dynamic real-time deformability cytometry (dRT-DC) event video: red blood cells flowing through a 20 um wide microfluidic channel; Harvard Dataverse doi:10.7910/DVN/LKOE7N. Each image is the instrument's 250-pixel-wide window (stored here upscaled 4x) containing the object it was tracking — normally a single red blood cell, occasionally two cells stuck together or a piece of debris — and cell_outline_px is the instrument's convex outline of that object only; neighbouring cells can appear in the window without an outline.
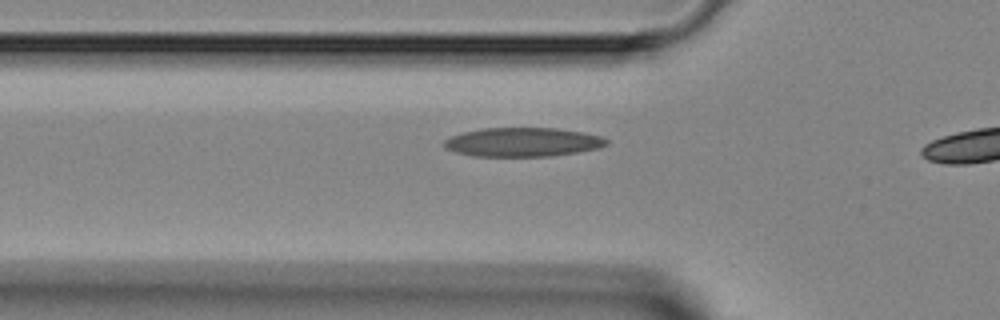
{"species": "Egyptian fruit bat (a non-hibernating species)", "species_latin": "Rousettus aegyptiacus", "temperature_condition": "room temperature", "stored_images_in_passage": 13, "camera_frame_rate_fps": 3000, "um_per_image_px": 0.085, "animal": {"sex": "female"}, "frame": {"image": 1, "passage_image": 8, "time_ms": 2.333, "image_size_px": [1000, 320], "cell_outline_px": [[608, 144], [600, 148], [552, 156], [472, 156], [456, 152], [444, 148], [444, 140], [452, 136], [464, 132], [480, 128], [556, 128], [584, 132], [600, 136], [608, 140]], "centroid_in_image_um": [44.44, 12.08], "position_along_channel_um": 81.4, "area_um2": 27.46}}
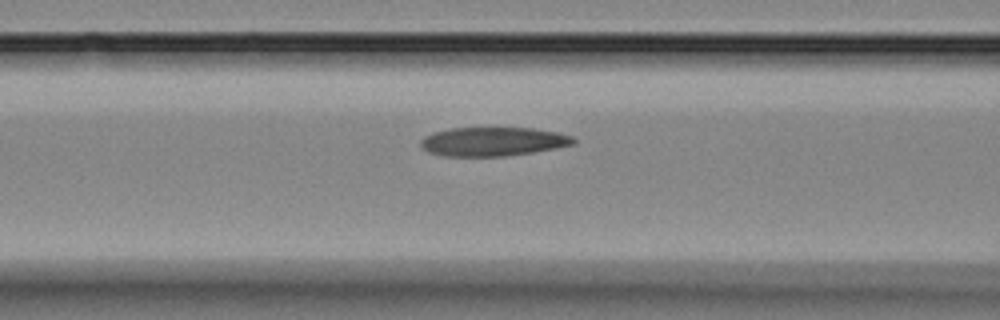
{"frame": {"image": 2, "passage_image": 11, "time_ms": 3.333, "image_size_px": [1000, 320], "cell_outline_px": [[576, 144], [556, 148], [508, 156], [444, 156], [428, 152], [420, 148], [420, 140], [424, 136], [432, 132], [448, 128], [532, 128], [556, 132], [572, 136], [576, 140]], "centroid_in_image_um": [41.86, 12.03], "position_along_channel_um": 124.7, "area_um2": 25.95}}